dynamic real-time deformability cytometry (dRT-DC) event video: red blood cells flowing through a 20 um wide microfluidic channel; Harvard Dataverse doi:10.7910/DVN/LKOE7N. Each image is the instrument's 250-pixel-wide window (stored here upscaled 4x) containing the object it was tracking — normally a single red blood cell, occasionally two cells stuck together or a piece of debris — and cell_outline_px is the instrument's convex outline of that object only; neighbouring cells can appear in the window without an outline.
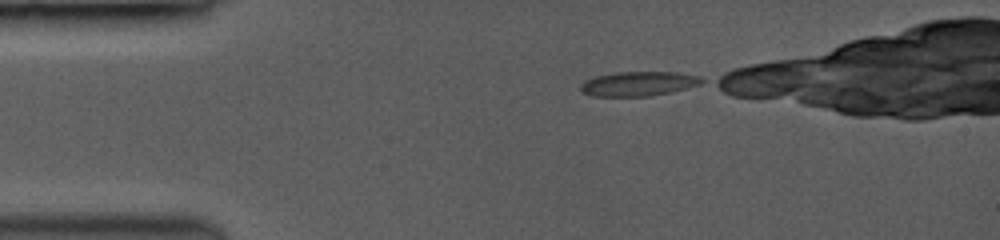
{"species": "common noctule bat (a hibernating species)", "species_latin": "Nyctalus noctula", "temperature_condition": "room temperature", "stored_images_in_passage": 38, "camera_frame_rate_fps": 3500, "um_per_image_px": 0.085, "animal": {"sex": "female", "body_mass_g": 19.0, "forearm_length_mm": 53.3}, "frame": {"image": 1, "passage_image": 1, "time_ms": 0.0, "image_size_px": [1000, 240], "cell_outline_px": [[704, 80], [700, 84], [672, 92], [652, 96], [592, 96], [584, 92], [580, 88], [580, 84], [596, 76], [616, 72], [676, 72], [696, 76]], "centroid_in_image_um": [54.27, 7.12], "position_along_channel_um": 30.7, "area_um2": 17.05}}
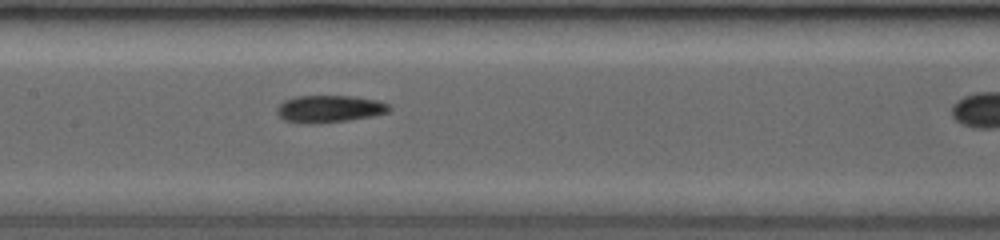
{"frame": {"image": 2, "passage_image": 18, "time_ms": 4.857, "image_size_px": [1000, 240], "cell_outline_px": [[392, 108], [388, 112], [348, 120], [316, 124], [312, 124], [284, 120], [276, 112], [280, 104], [288, 100], [300, 96], [348, 96], [376, 100], [388, 104]], "centroid_in_image_um": [28.0, 9.26], "position_along_channel_um": 179.4, "area_um2": 17.34}}
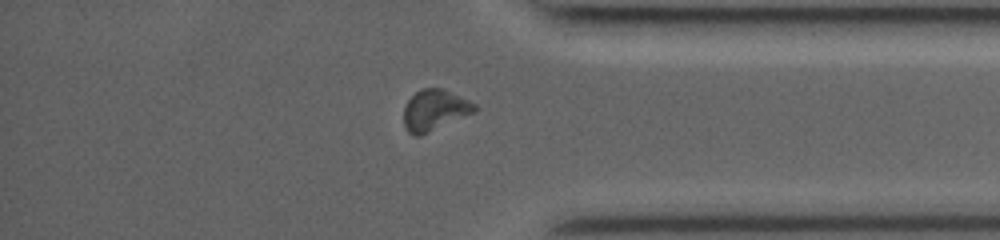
{"frame": {"image": 3, "passage_image": 37, "time_ms": 10.286, "image_size_px": [1000, 240], "cell_outline_px": [[476, 112], [420, 136], [412, 136], [404, 128], [404, 108], [408, 100], [420, 88], [444, 88], [476, 104]], "centroid_in_image_um": [36.94, 9.37], "position_along_channel_um": 398.3, "area_um2": 17.05}}